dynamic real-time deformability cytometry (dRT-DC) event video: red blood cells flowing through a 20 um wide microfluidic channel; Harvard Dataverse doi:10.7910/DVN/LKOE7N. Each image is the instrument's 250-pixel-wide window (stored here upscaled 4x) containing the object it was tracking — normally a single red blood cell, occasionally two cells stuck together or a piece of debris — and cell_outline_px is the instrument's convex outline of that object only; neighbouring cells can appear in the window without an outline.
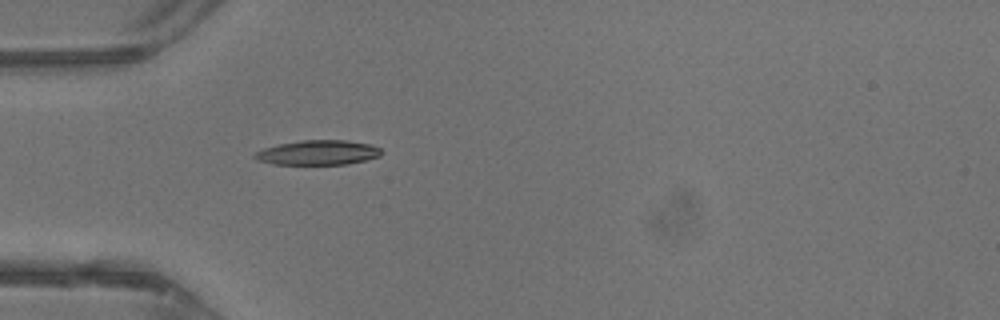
{"species": "common noctule bat (a hibernating species)", "species_latin": "Nyctalus noctula", "temperature_condition": "warm", "stored_images_in_passage": 29, "camera_frame_rate_fps": 3000, "um_per_image_px": 0.085, "animal": {"sex": "male", "body_mass_g": 13.3}, "frame": {"image": 1, "passage_image": 1, "time_ms": 0.0, "image_size_px": [1000, 320], "cell_outline_px": [[384, 152], [380, 156], [364, 160], [344, 164], [272, 164], [256, 160], [252, 156], [256, 152], [264, 148], [280, 144], [304, 140], [348, 140], [372, 144], [380, 148]], "centroid_in_image_um": [27.05, 12.96], "position_along_channel_um": 58.0, "area_um2": 18.21}}
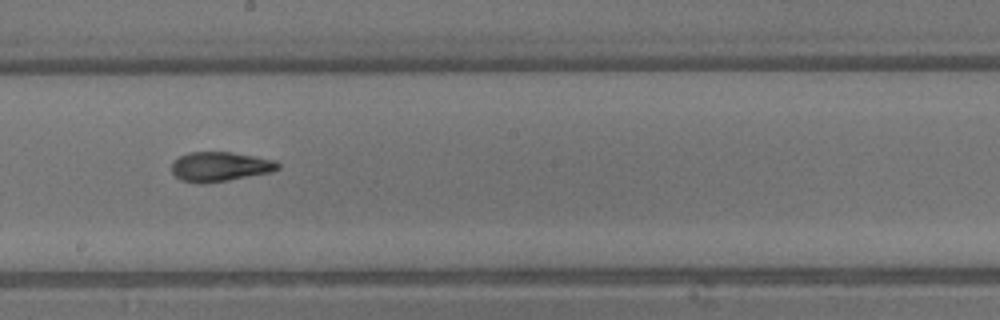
{"frame": {"image": 2, "passage_image": 12, "time_ms": 3.667, "image_size_px": [1000, 320], "cell_outline_px": [[280, 168], [272, 172], [228, 180], [204, 184], [200, 184], [180, 180], [172, 172], [172, 164], [180, 156], [188, 152], [232, 152], [276, 160], [280, 164]], "centroid_in_image_um": [18.72, 14.17], "position_along_channel_um": 229.5, "area_um2": 18.38}}
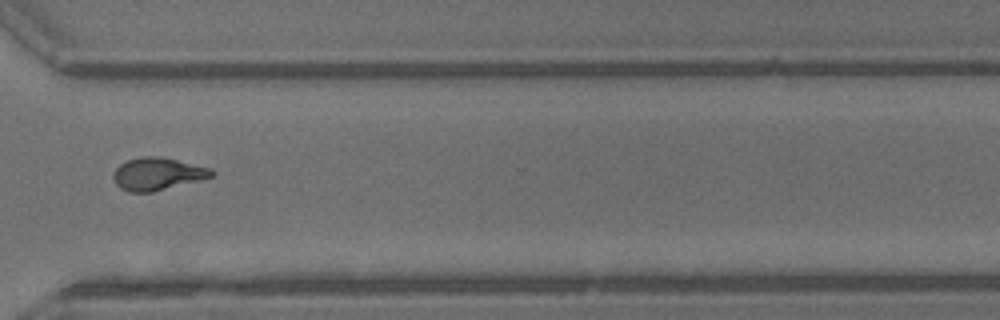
{"frame": {"image": 3, "passage_image": 20, "time_ms": 6.333, "image_size_px": [1000, 320], "cell_outline_px": [[212, 176], [200, 180], [152, 192], [128, 192], [120, 188], [116, 184], [112, 176], [116, 168], [120, 164], [128, 160], [140, 156], [160, 156], [212, 168]], "centroid_in_image_um": [13.35, 14.78], "position_along_channel_um": 357.2, "area_um2": 18.55}, "authors_computed_cell_mechanics": {"area_um2": 18.0914, "velocity_mm_per_s": 4.7893, "shape_relaxation_time_tau1_ms": 4.3688, "shape_relaxation_time_tau2_ms": 1.5383, "deformation_change_tau1": 0.2061, "deformation_change_tau2": 0.0794}}